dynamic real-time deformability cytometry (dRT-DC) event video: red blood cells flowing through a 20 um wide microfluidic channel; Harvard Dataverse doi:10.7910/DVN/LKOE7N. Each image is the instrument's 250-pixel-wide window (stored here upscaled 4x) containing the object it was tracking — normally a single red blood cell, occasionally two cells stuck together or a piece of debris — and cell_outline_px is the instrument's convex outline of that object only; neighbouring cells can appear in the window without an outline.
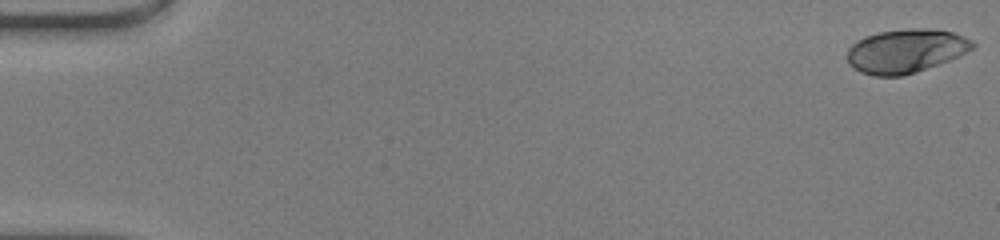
{"species": "human", "species_latin": "Homo sapiens", "temperature_condition": "warm", "stored_images_in_passage": 49, "camera_frame_rate_fps": 3000, "um_per_image_px": 0.085, "donor": {"sex": "male"}, "frame": {"image": 1, "passage_image": 1, "time_ms": 0.0, "image_size_px": [1000, 240], "cell_outline_px": [[976, 44], [972, 48], [960, 56], [916, 72], [904, 76], [872, 76], [860, 72], [852, 68], [848, 64], [848, 48], [856, 40], [864, 36], [880, 32], [904, 28], [928, 28], [952, 32], [964, 36], [972, 40]], "centroid_in_image_um": [76.97, 4.33], "position_along_channel_um": 8.0, "area_um2": 32.25}}
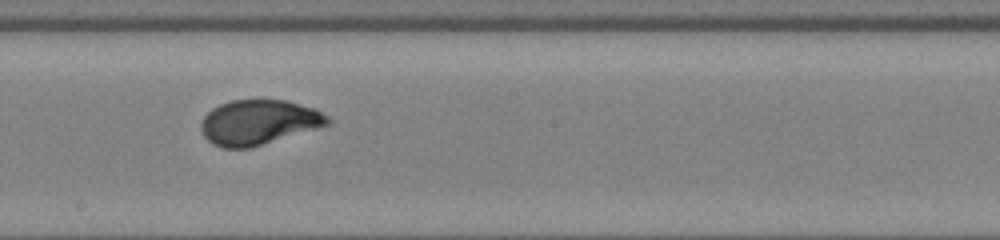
{"frame": {"image": 2, "passage_image": 28, "time_ms": 9.0, "image_size_px": [1000, 240], "cell_outline_px": [[332, 124], [248, 148], [224, 148], [212, 144], [204, 136], [200, 128], [200, 124], [204, 116], [212, 108], [220, 104], [232, 100], [288, 100], [316, 108], [328, 116], [332, 120]], "centroid_in_image_um": [22.01, 10.38], "position_along_channel_um": 226.2, "area_um2": 33.23}}
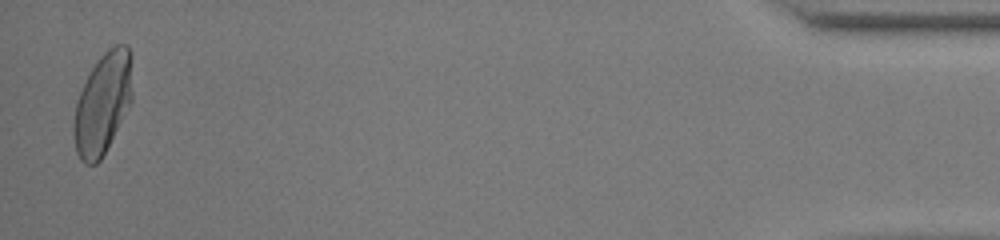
{"frame": {"image": 3, "passage_image": 48, "time_ms": 15.667, "image_size_px": [1000, 240], "cell_outline_px": [[132, 100], [100, 160], [96, 164], [84, 164], [80, 160], [76, 152], [72, 136], [72, 124], [76, 104], [80, 92], [92, 68], [100, 56], [108, 48], [116, 44], [128, 44], [132, 56]], "centroid_in_image_um": [8.73, 8.78], "position_along_channel_um": 426.5, "area_um2": 34.74}, "authors_computed_cell_mechanics": {"area_um2": 32.7148, "velocity_mm_per_s": 4.304, "shape_relaxation_time_tau1_ms": 3.39, "shape_relaxation_time_tau2_ms": null, "deformation_change_tau1": 0.1954, "deformation_change_tau2": null}}